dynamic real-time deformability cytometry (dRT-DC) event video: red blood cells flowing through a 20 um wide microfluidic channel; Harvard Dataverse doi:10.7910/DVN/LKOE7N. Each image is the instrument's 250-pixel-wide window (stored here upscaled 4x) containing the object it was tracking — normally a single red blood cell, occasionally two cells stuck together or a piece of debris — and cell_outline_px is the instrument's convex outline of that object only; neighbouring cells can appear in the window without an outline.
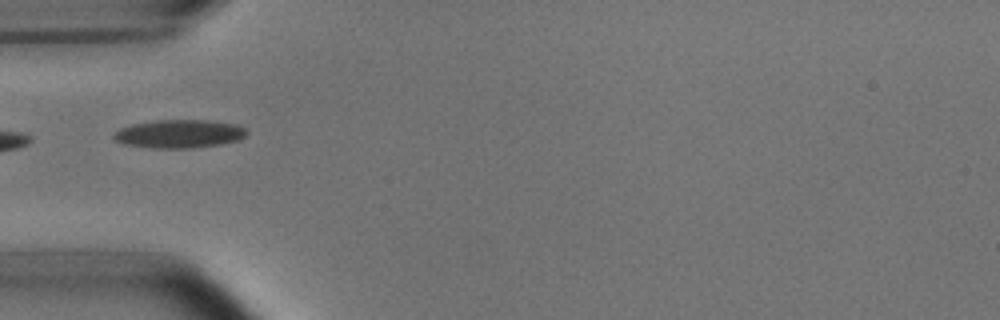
{"species": "common noctule bat (a hibernating species)", "species_latin": "Nyctalus noctula", "temperature_condition": "room temperature", "stored_images_in_passage": 7, "camera_frame_rate_fps": 3000, "um_per_image_px": 0.085, "animal": {"sex": "male", "body_mass_g": 15.6}, "frame": {"image": 1, "passage_image": 5, "time_ms": 1.333, "image_size_px": [1000, 320], "cell_outline_px": [[248, 132], [240, 140], [220, 144], [192, 148], [152, 148], [124, 144], [116, 140], [112, 136], [120, 128], [132, 124], [156, 120], [208, 120], [236, 124], [244, 128]], "centroid_in_image_um": [15.24, 11.37], "position_along_channel_um": 69.8, "area_um2": 21.91}}
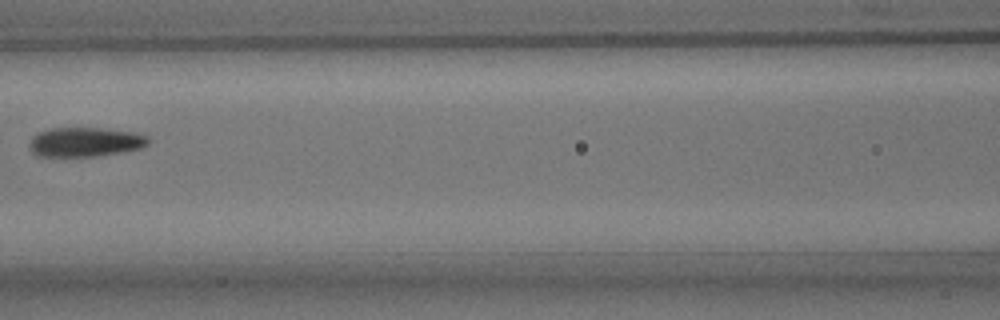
{"frame": {"image": 2, "passage_image": 7, "time_ms": 2.0, "image_size_px": [1000, 320], "cell_outline_px": [[148, 144], [140, 148], [120, 152], [96, 156], [36, 156], [32, 152], [32, 136], [40, 132], [52, 128], [100, 128], [136, 132], [148, 136]], "centroid_in_image_um": [7.27, 12.06], "position_along_channel_um": 159.3, "area_um2": 20.06}}